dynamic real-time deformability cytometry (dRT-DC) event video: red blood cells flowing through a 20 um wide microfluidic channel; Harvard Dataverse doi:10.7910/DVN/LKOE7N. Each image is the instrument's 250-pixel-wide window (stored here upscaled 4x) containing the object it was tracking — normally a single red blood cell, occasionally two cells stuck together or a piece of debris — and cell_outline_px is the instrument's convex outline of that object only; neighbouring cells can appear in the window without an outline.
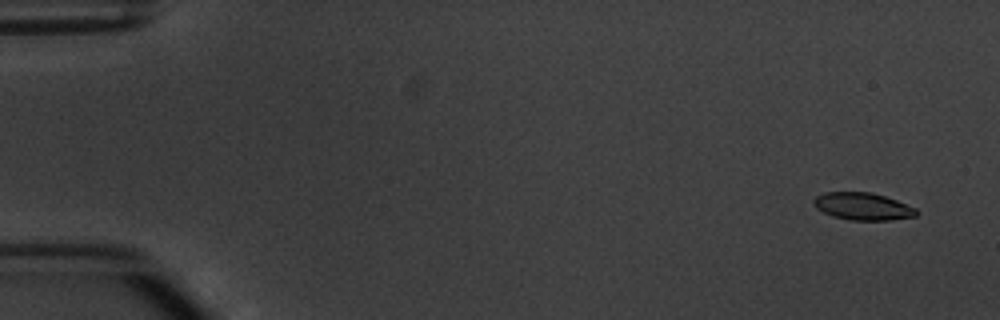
{"species": "common noctule bat (a hibernating species)", "species_latin": "Nyctalus noctula", "temperature_condition": "warm", "stored_images_in_passage": 5, "camera_frame_rate_fps": 3000, "um_per_image_px": 0.085, "animal": {"sex": "male", "body_mass_g": 20.1, "forearm_length_mm": 53.5}, "frame": {"image": 1, "passage_image": 1, "time_ms": 0.0, "image_size_px": [1000, 320], "cell_outline_px": [[920, 212], [916, 216], [892, 220], [852, 220], [832, 216], [816, 208], [812, 204], [812, 200], [816, 196], [824, 192], [872, 192], [896, 200], [916, 208]], "centroid_in_image_um": [73.33, 17.54], "position_along_channel_um": 11.7, "area_um2": 16.47}}
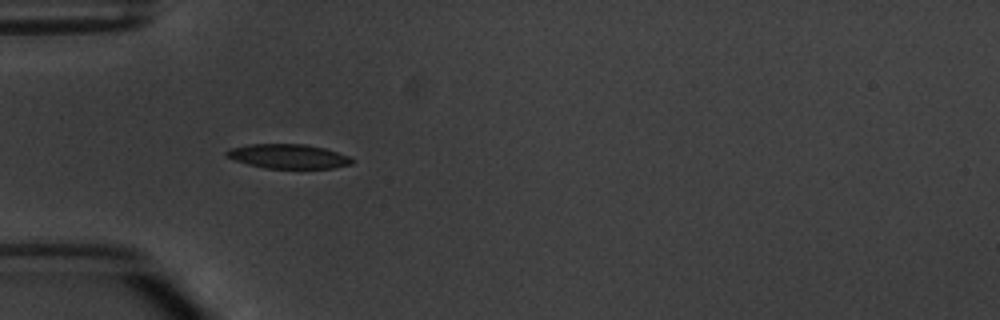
{"frame": {"image": 2, "passage_image": 4, "time_ms": 4.667, "image_size_px": [1000, 320], "cell_outline_px": [[356, 160], [352, 164], [332, 168], [264, 168], [248, 164], [224, 156], [224, 152], [228, 148], [248, 144], [304, 144], [324, 148], [348, 156]], "centroid_in_image_um": [24.47, 13.28], "position_along_channel_um": 60.5, "area_um2": 17.86}}